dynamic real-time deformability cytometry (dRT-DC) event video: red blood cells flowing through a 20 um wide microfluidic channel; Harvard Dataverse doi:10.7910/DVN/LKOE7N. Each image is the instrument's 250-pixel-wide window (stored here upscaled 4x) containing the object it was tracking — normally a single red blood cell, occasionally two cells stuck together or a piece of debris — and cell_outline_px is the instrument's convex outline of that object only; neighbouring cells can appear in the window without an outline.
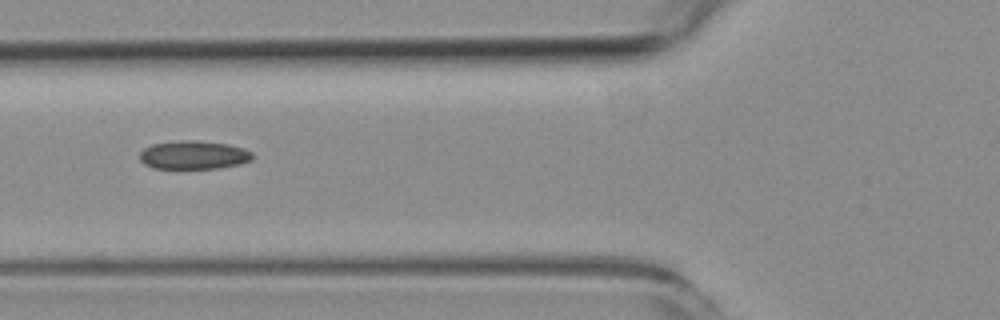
{"species": "common noctule bat (a hibernating species)", "species_latin": "Nyctalus noctula", "temperature_condition": "room temperature", "stored_images_in_passage": 9, "camera_frame_rate_fps": 3000, "um_per_image_px": 0.085, "animal": {"sex": "female", "body_mass_g": 19.3, "forearm_length_mm": 54.1}, "frame": {"image": 1, "passage_image": 6, "time_ms": 7.333, "image_size_px": [1000, 320], "cell_outline_px": [[252, 160], [240, 164], [220, 168], [152, 168], [144, 164], [140, 160], [140, 152], [144, 148], [152, 144], [180, 140], [196, 140], [228, 144], [244, 148], [252, 152]], "centroid_in_image_um": [16.46, 13.17], "position_along_channel_um": 109.3, "area_um2": 18.79}}
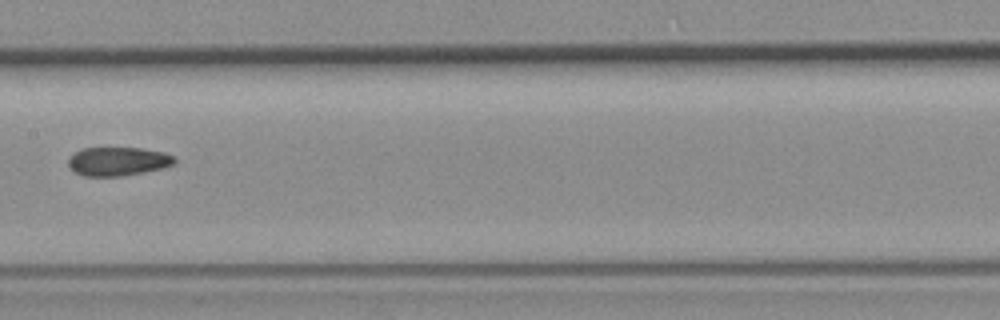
{"frame": {"image": 2, "passage_image": 8, "time_ms": 9.667, "image_size_px": [1000, 320], "cell_outline_px": [[176, 160], [172, 164], [164, 168], [144, 172], [120, 176], [84, 176], [76, 172], [68, 164], [68, 160], [80, 148], [140, 148], [164, 152], [176, 156]], "centroid_in_image_um": [10.06, 13.71], "position_along_channel_um": 197.3, "area_um2": 17.69}}
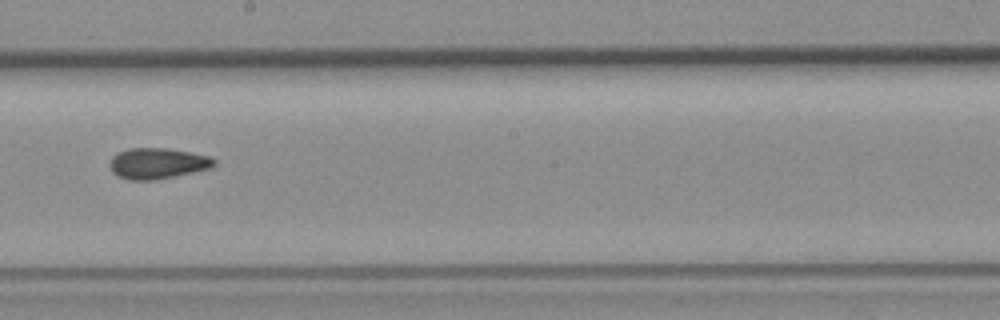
{"frame": {"image": 3, "passage_image": 9, "time_ms": 10.667, "image_size_px": [1000, 320], "cell_outline_px": [[216, 164], [208, 168], [192, 172], [156, 180], [128, 180], [116, 176], [112, 172], [108, 164], [112, 156], [116, 152], [128, 148], [168, 148], [208, 156], [216, 160]], "centroid_in_image_um": [13.3, 13.89], "position_along_channel_um": 234.9, "area_um2": 18.84}}